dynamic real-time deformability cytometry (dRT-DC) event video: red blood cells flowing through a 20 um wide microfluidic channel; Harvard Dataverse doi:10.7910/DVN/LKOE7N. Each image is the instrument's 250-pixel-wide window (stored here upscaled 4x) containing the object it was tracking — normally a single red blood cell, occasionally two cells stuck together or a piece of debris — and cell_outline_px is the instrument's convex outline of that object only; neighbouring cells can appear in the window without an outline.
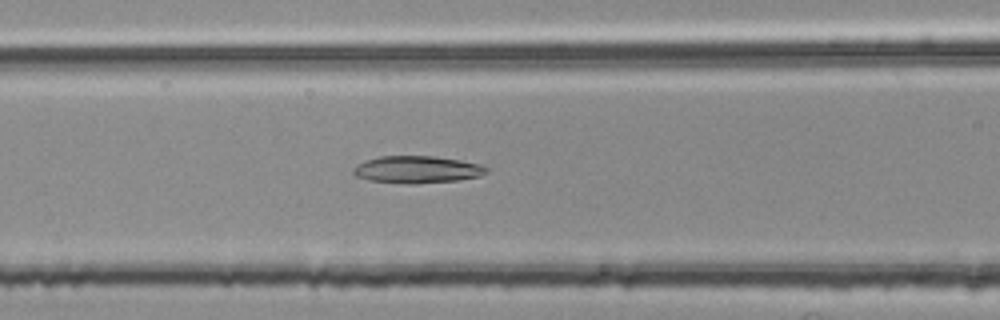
{"species": "common noctule bat (a hibernating species)", "species_latin": "Nyctalus noctula", "temperature_condition": "room temperature", "stored_images_in_passage": 52, "camera_frame_rate_fps": 3000, "um_per_image_px": 0.085, "animal": {"sex": "female", "body_mass_g": 25.1}, "frame": {"image": 1, "passage_image": 21, "time_ms": 6.667, "image_size_px": [1000, 320], "cell_outline_px": [[488, 172], [480, 176], [460, 180], [416, 184], [408, 184], [368, 180], [356, 176], [352, 172], [352, 168], [356, 164], [380, 156], [432, 156], [460, 160], [480, 164], [488, 168]], "centroid_in_image_um": [35.45, 14.42], "position_along_channel_um": 131.1, "area_um2": 21.21}}
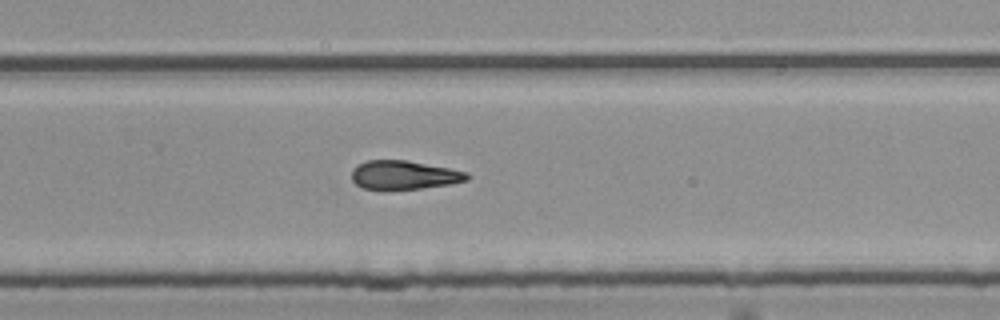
{"frame": {"image": 2, "passage_image": 34, "time_ms": 11.0, "image_size_px": [1000, 320], "cell_outline_px": [[472, 176], [468, 180], [452, 184], [392, 192], [380, 192], [364, 188], [356, 184], [352, 180], [352, 168], [356, 164], [368, 160], [408, 160], [468, 172]], "centroid_in_image_um": [34.32, 14.91], "position_along_channel_um": 295.5, "area_um2": 20.23}}
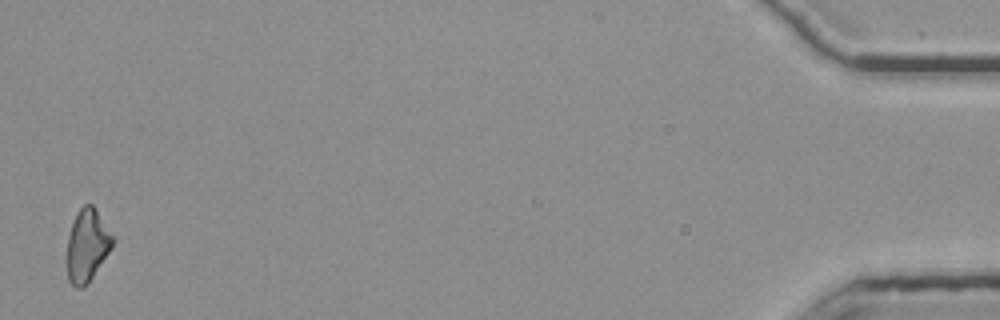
{"frame": {"image": 3, "passage_image": 52, "time_ms": 17.0, "image_size_px": [1000, 320], "cell_outline_px": [[116, 240], [112, 248], [88, 284], [84, 288], [76, 288], [68, 280], [64, 264], [64, 260], [68, 236], [72, 224], [80, 208], [84, 204], [92, 204], [96, 208]], "centroid_in_image_um": [7.38, 20.91], "position_along_channel_um": 427.8, "area_um2": 20.0}, "authors_computed_cell_mechanics": {"area_um2": 20.3167, "velocity_mm_per_s": 3.7988, "shape_relaxation_time_tau1_ms": 6.3012, "shape_relaxation_time_tau2_ms": 7.4146, "deformation_change_tau1": 0.1738, "deformation_change_tau2": 0.2024}}